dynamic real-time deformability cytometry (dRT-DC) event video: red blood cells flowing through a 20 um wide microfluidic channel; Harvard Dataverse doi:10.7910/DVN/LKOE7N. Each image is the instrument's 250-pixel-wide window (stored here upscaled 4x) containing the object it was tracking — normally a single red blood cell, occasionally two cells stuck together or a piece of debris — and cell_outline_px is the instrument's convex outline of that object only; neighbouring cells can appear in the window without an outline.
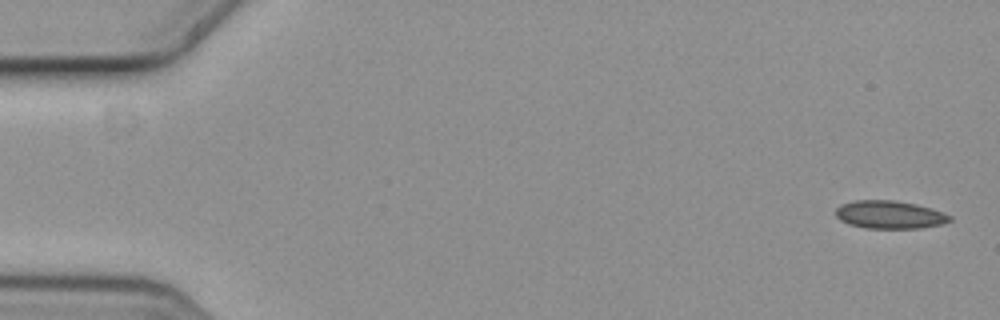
{"species": "common noctule bat (a hibernating species)", "species_latin": "Nyctalus noctula", "temperature_condition": "cold", "stored_images_in_passage": 5, "camera_frame_rate_fps": 3000, "um_per_image_px": 0.085, "animal": {"sex": "female", "body_mass_g": 19.3, "forearm_length_mm": 54.1}, "frame": {"image": 1, "passage_image": 1, "time_ms": 0.0, "image_size_px": [1000, 320], "cell_outline_px": [[952, 220], [944, 224], [920, 228], [864, 228], [848, 224], [840, 220], [836, 216], [836, 208], [840, 204], [856, 200], [896, 200], [916, 204], [932, 208], [952, 216]], "centroid_in_image_um": [75.63, 18.24], "position_along_channel_um": 9.4, "area_um2": 18.79}}
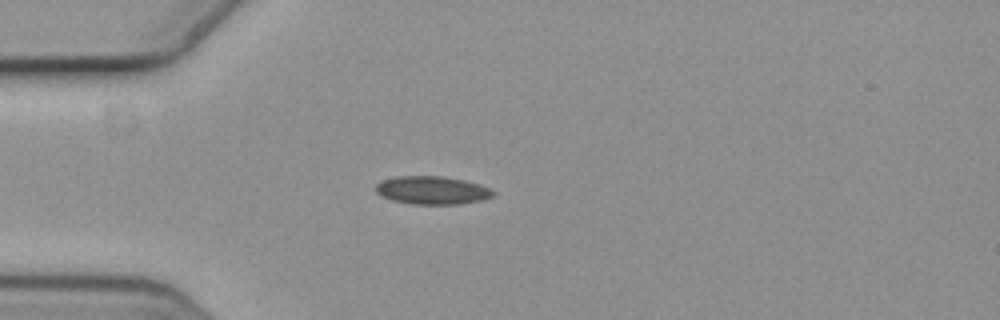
{"frame": {"image": 2, "passage_image": 5, "time_ms": 1.333, "image_size_px": [1000, 320], "cell_outline_px": [[496, 192], [492, 196], [484, 200], [460, 204], [412, 204], [392, 200], [380, 196], [376, 192], [376, 184], [384, 180], [396, 176], [444, 176], [464, 180], [480, 184]], "centroid_in_image_um": [36.74, 16.17], "position_along_channel_um": 48.3, "area_um2": 19.31}}